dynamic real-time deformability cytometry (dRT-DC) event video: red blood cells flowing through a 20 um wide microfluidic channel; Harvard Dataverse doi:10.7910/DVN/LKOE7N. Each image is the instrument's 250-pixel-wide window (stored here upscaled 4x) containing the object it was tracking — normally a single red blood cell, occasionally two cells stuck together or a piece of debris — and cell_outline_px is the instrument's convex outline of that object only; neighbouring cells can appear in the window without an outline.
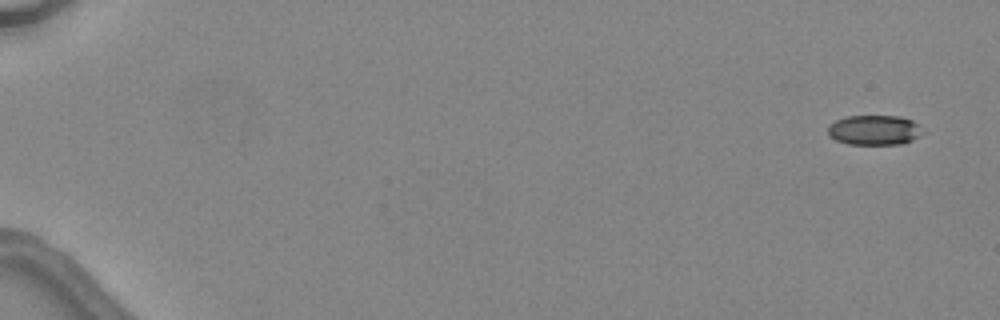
{"species": "common noctule bat (a hibernating species)", "species_latin": "Nyctalus noctula", "temperature_condition": "warm", "stored_images_in_passage": 3, "camera_frame_rate_fps": 3000, "um_per_image_px": 0.085, "animal": {"sex": "female", "body_mass_g": 24.6, "forearm_length_mm": 56.2}, "frame": {"image": 1, "passage_image": 1, "time_ms": 0.0, "image_size_px": [1000, 320], "cell_outline_px": [[924, 132], [920, 136], [912, 140], [900, 144], [848, 144], [836, 140], [828, 136], [828, 128], [836, 120], [848, 116], [900, 116], [912, 120], [920, 124]], "centroid_in_image_um": [74.36, 11.05], "position_along_channel_um": 10.6, "area_um2": 16.59}}